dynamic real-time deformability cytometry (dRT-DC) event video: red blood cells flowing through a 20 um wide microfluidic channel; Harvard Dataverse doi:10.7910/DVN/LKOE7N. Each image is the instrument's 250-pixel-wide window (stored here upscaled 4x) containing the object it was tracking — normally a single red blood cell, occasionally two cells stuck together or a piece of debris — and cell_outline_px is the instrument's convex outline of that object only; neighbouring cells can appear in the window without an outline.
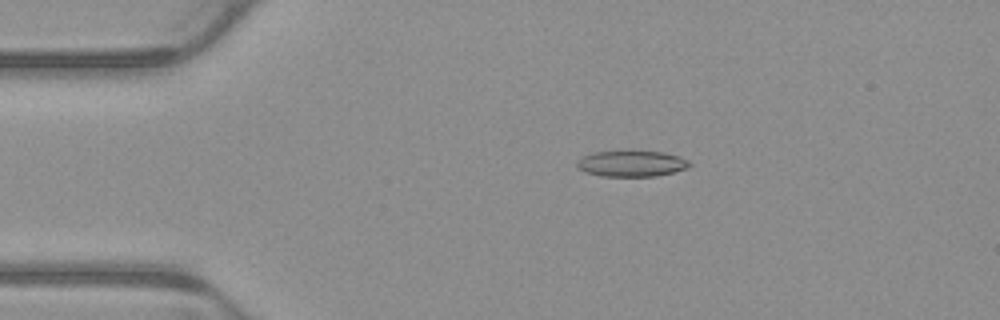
{"species": "common noctule bat (a hibernating species)", "species_latin": "Nyctalus noctula", "temperature_condition": "warm", "stored_images_in_passage": 5, "camera_frame_rate_fps": 3000, "um_per_image_px": 0.085, "animal": {"sex": "male", "body_mass_g": 23.1, "forearm_length_mm": 52.7}, "frame": {"image": 1, "passage_image": 3, "time_ms": 0.667, "image_size_px": [1000, 320], "cell_outline_px": [[692, 164], [688, 168], [656, 176], [600, 176], [584, 172], [576, 164], [584, 156], [596, 152], [632, 148], [664, 152], [680, 156], [688, 160]], "centroid_in_image_um": [53.73, 13.86], "position_along_channel_um": 31.3, "area_um2": 17.69}}
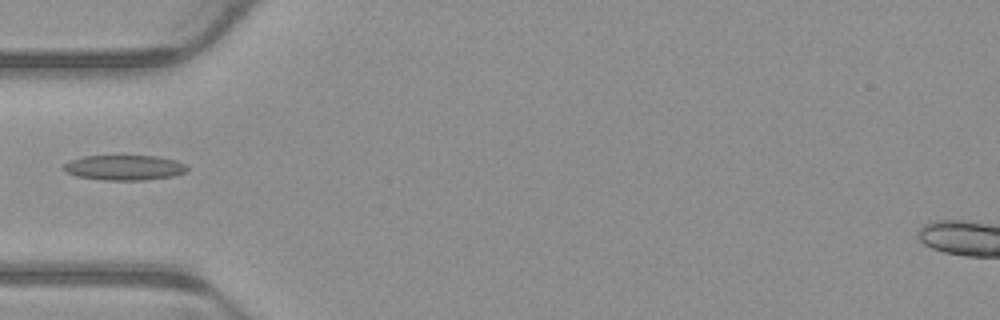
{"frame": {"image": 2, "passage_image": 5, "time_ms": 1.333, "image_size_px": [1000, 320], "cell_outline_px": [[188, 172], [172, 176], [144, 180], [104, 180], [76, 176], [64, 172], [60, 168], [64, 164], [72, 160], [84, 156], [156, 156], [176, 160], [184, 164], [188, 168]], "centroid_in_image_um": [10.55, 14.25], "position_along_channel_um": 74.4, "area_um2": 18.15}}